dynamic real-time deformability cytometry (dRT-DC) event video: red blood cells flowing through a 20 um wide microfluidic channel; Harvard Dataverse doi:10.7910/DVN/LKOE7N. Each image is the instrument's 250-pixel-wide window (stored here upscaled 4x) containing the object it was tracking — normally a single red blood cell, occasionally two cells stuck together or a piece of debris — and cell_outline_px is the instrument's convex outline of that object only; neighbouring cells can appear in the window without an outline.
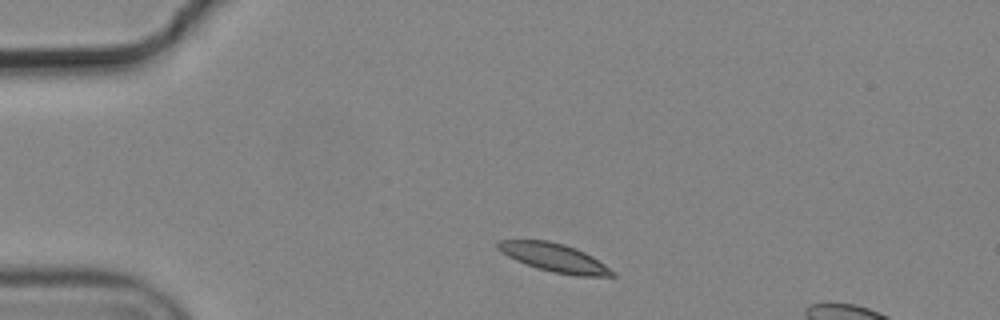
{"species": "common noctule bat (a hibernating species)", "species_latin": "Nyctalus noctula", "temperature_condition": "cold", "stored_images_in_passage": 3, "camera_frame_rate_fps": 3000, "um_per_image_px": 0.085, "animal": {"sex": "male", "body_mass_g": 19.2, "forearm_length_mm": 51.8}, "frame": {"image": 1, "passage_image": 1, "time_ms": 0.0, "image_size_px": [1000, 320], "cell_outline_px": [[616, 276], [580, 276], [552, 272], [536, 268], [524, 264], [500, 252], [496, 248], [496, 244], [500, 240], [548, 240], [564, 244], [576, 248], [592, 256], [616, 272]], "centroid_in_image_um": [47.1, 21.9], "position_along_channel_um": 37.9, "area_um2": 19.02}}
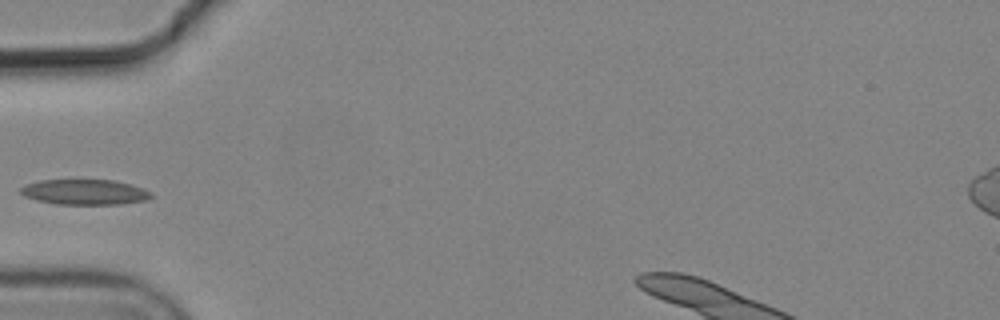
{"frame": {"image": 2, "passage_image": 3, "time_ms": 0.667, "image_size_px": [1000, 320], "cell_outline_px": [[152, 196], [148, 200], [120, 204], [56, 204], [36, 200], [24, 196], [20, 192], [20, 188], [28, 184], [40, 180], [116, 180], [152, 192]], "centroid_in_image_um": [7.2, 16.33], "position_along_channel_um": 77.8, "area_um2": 19.13}}